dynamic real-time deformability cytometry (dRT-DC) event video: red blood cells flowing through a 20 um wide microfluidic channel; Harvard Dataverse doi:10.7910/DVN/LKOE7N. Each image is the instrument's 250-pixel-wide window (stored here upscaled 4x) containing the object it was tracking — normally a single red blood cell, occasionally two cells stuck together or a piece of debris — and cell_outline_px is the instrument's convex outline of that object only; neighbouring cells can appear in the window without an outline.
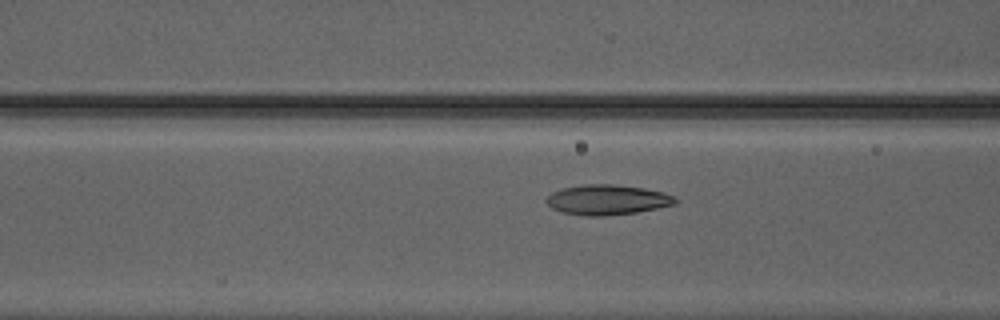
{"species": "Egyptian fruit bat (a non-hibernating species)", "species_latin": "Rousettus aegyptiacus", "temperature_condition": "warm", "stored_images_in_passage": 42, "camera_frame_rate_fps": 3000, "um_per_image_px": 0.085, "animal": {"sex": "male"}, "frame": {"image": 1, "passage_image": 13, "time_ms": 4.0, "image_size_px": [1000, 320], "cell_outline_px": [[680, 200], [676, 204], [636, 212], [604, 216], [584, 216], [560, 212], [552, 208], [544, 200], [552, 192], [560, 188], [584, 184], [616, 184], [644, 188], [664, 192]], "centroid_in_image_um": [51.59, 16.98], "position_along_channel_um": 115.0, "area_um2": 22.83}}
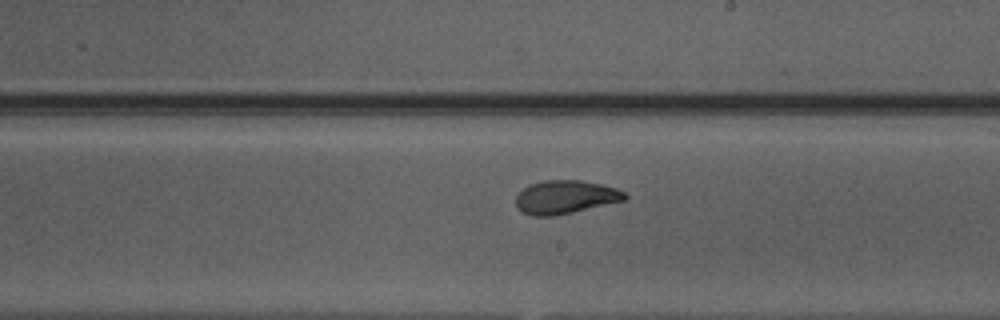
{"frame": {"image": 2, "passage_image": 22, "time_ms": 7.0, "image_size_px": [1000, 320], "cell_outline_px": [[628, 196], [624, 200], [572, 212], [552, 216], [532, 216], [524, 212], [516, 204], [516, 196], [528, 184], [544, 180], [580, 180], [600, 184], [616, 188], [624, 192]], "centroid_in_image_um": [48.04, 16.74], "position_along_channel_um": 241.0, "area_um2": 20.92}}
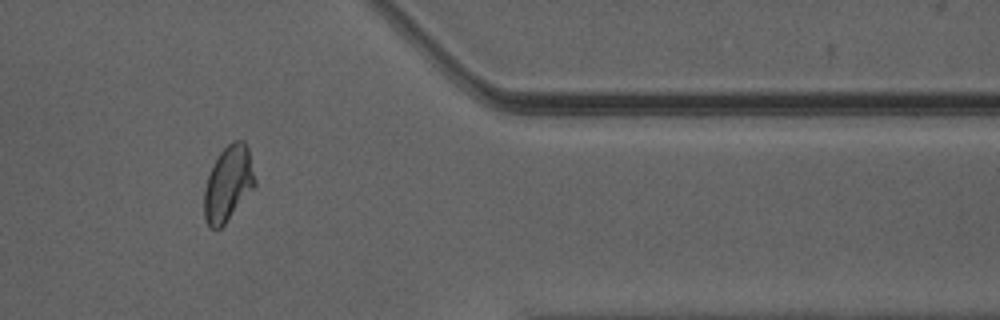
{"frame": {"image": 3, "passage_image": 34, "time_ms": 11.0, "image_size_px": [1000, 320], "cell_outline_px": [[256, 184], [224, 224], [220, 228], [208, 228], [204, 216], [204, 188], [212, 164], [220, 152], [232, 140], [244, 140], [248, 148], [256, 180]], "centroid_in_image_um": [19.38, 15.58], "position_along_channel_um": 392.0, "area_um2": 22.14}, "authors_computed_cell_mechanics": {"area_um2": 22.0796, "velocity_mm_per_s": 4.2021, "shape_relaxation_time_tau1_ms": 4.0336, "shape_relaxation_time_tau2_ms": 1.1416, "deformation_change_tau1": 0.1415, "deformation_change_tau2": 0.0604}}